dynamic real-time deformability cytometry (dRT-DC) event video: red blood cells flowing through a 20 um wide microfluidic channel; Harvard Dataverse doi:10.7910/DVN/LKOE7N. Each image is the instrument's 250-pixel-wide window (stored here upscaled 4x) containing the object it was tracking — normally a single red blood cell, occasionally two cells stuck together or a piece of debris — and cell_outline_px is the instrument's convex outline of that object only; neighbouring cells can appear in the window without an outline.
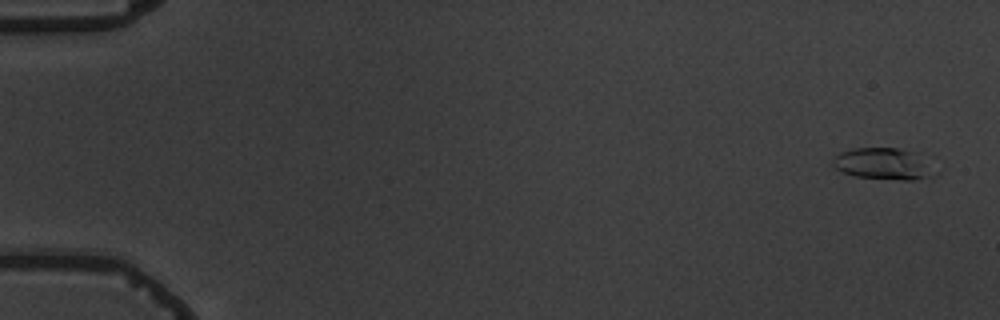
{"species": "common noctule bat (a hibernating species)", "species_latin": "Nyctalus noctula", "temperature_condition": "warm", "stored_images_in_passage": 5, "camera_frame_rate_fps": 3000, "um_per_image_px": 0.085, "animal": {"sex": "male", "body_mass_g": 19.5, "forearm_length_mm": 54.6}, "frame": {"image": 1, "passage_image": 1, "time_ms": 0.0, "image_size_px": [1000, 320], "cell_outline_px": [[940, 172], [936, 176], [912, 180], [904, 180], [856, 176], [840, 172], [832, 164], [832, 156], [840, 152], [852, 148], [896, 148], [920, 152]], "centroid_in_image_um": [75.18, 13.92], "position_along_channel_um": 9.8, "area_um2": 19.48}}